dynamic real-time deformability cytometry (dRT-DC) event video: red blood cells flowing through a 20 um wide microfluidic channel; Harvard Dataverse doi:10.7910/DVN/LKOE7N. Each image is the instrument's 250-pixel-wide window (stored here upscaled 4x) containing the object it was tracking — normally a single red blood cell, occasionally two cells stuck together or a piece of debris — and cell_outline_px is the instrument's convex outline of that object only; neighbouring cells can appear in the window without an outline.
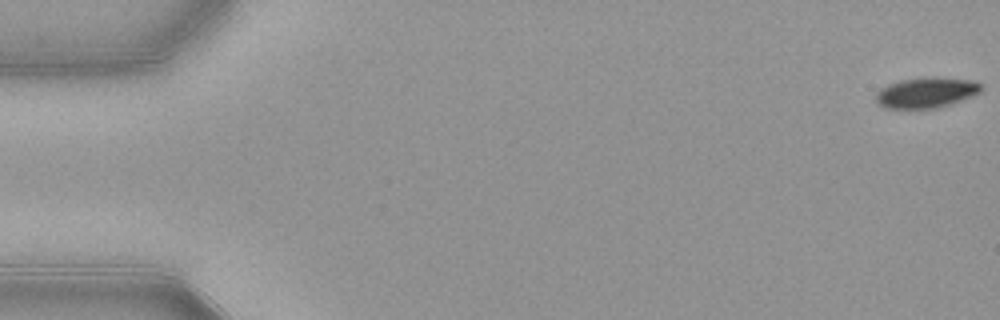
{"species": "common noctule bat (a hibernating species)", "species_latin": "Nyctalus noctula", "temperature_condition": "warm", "stored_images_in_passage": 54, "camera_frame_rate_fps": 3000, "um_per_image_px": 0.085, "animal": {"sex": "female", "body_mass_g": 21.9}, "frame": {"image": 1, "passage_image": 1, "time_ms": 0.0, "image_size_px": [1000, 320], "cell_outline_px": [[984, 88], [980, 92], [972, 96], [936, 108], [884, 108], [876, 104], [876, 92], [880, 88], [888, 84], [900, 80], [972, 80], [980, 84]], "centroid_in_image_um": [78.66, 7.93], "position_along_channel_um": 6.3, "area_um2": 17.74}}
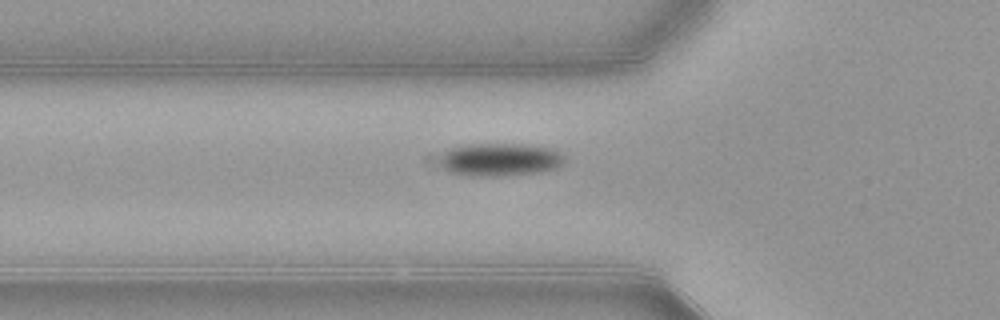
{"frame": {"image": 2, "passage_image": 19, "time_ms": 6.0, "image_size_px": [1000, 320], "cell_outline_px": [[564, 160], [556, 168], [536, 172], [496, 176], [464, 176], [448, 172], [440, 164], [440, 156], [448, 148], [464, 144], [524, 144], [548, 148], [560, 152], [564, 156]], "centroid_in_image_um": [42.41, 13.56], "position_along_channel_um": 83.4, "area_um2": 23.99}}
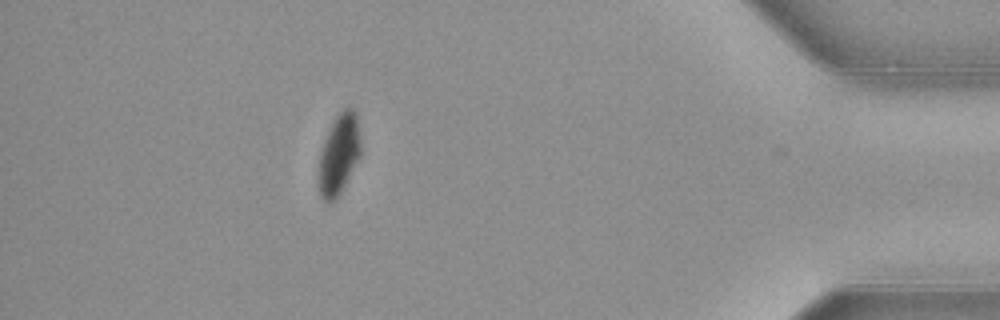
{"frame": {"image": 3, "passage_image": 48, "time_ms": 15.667, "image_size_px": [1000, 320], "cell_outline_px": [[360, 156], [340, 196], [332, 204], [328, 204], [320, 196], [316, 180], [316, 176], [320, 152], [328, 128], [336, 116], [344, 108], [352, 108], [356, 112], [360, 140]], "centroid_in_image_um": [28.76, 13.21], "position_along_channel_um": 406.4, "area_um2": 20.46}, "authors_computed_cell_mechanics": {"area_um2": 21.5016, "velocity_mm_per_s": 3.8849, "shape_relaxation_time_tau1_ms": 3.0852, "shape_relaxation_time_tau2_ms": null, "deformation_change_tau1": 0.0885, "deformation_change_tau2": null}}